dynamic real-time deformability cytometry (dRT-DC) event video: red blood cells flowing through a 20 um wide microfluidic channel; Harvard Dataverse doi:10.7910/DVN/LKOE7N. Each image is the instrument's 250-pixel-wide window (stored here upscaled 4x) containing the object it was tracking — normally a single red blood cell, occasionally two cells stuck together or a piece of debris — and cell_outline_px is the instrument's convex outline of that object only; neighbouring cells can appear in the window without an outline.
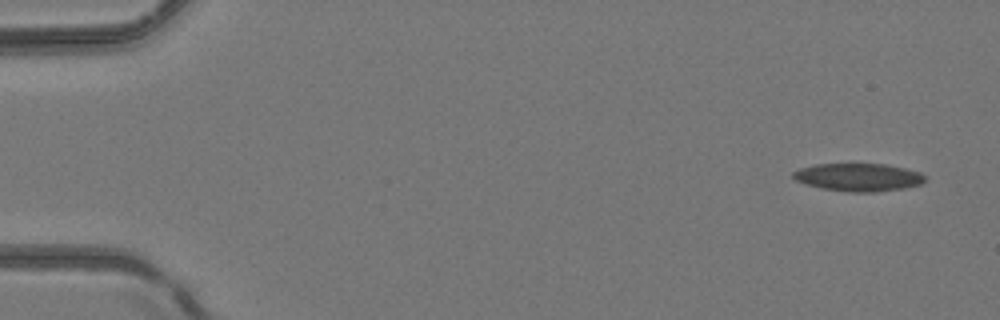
{"species": "common noctule bat (a hibernating species)", "species_latin": "Nyctalus noctula", "temperature_condition": "room temperature", "stored_images_in_passage": 3, "camera_frame_rate_fps": 3000, "um_per_image_px": 0.085, "animal": {"sex": "female", "body_mass_g": 24.6, "forearm_length_mm": 56.2}, "frame": {"image": 1, "passage_image": 1, "time_ms": 0.0, "image_size_px": [1000, 320], "cell_outline_px": [[924, 180], [920, 184], [904, 188], [876, 192], [852, 192], [824, 188], [808, 184], [796, 180], [792, 176], [792, 172], [800, 168], [816, 164], [884, 164], [904, 168], [920, 172], [924, 176]], "centroid_in_image_um": [72.97, 15.06], "position_along_channel_um": 12.0, "area_um2": 21.1}}